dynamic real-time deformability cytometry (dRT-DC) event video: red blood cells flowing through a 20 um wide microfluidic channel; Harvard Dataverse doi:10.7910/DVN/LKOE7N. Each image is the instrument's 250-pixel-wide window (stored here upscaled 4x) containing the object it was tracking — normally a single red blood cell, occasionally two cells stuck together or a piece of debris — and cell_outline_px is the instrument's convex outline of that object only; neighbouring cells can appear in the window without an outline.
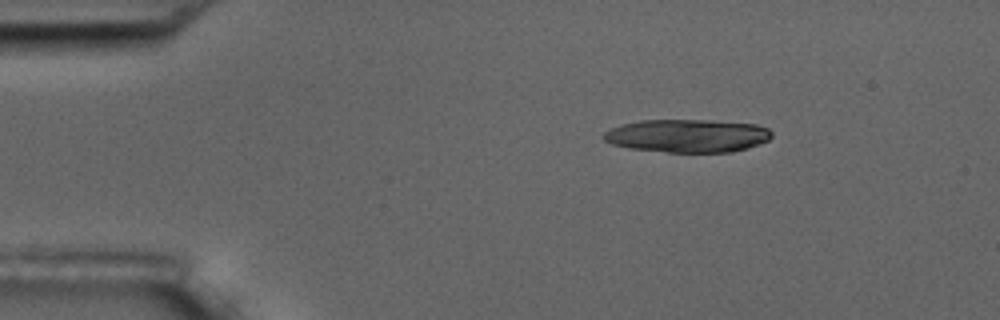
{"species": "common noctule bat (a hibernating species)", "species_latin": "Nyctalus noctula", "temperature_condition": "room temperature", "stored_images_in_passage": 11, "camera_frame_rate_fps": 3000, "um_per_image_px": 0.085, "animal": {"sex": "male", "body_mass_g": 17.5, "forearm_length_mm": 52.3}, "frame": {"image": 1, "passage_image": 1, "time_ms": 0.0, "image_size_px": [1000, 320], "cell_outline_px": [[772, 136], [768, 140], [760, 144], [748, 148], [732, 152], [668, 152], [628, 148], [612, 144], [604, 140], [604, 132], [620, 124], [640, 120], [712, 120], [756, 124], [768, 128], [772, 132]], "centroid_in_image_um": [58.45, 11.54], "position_along_channel_um": 26.5, "area_um2": 32.6}}